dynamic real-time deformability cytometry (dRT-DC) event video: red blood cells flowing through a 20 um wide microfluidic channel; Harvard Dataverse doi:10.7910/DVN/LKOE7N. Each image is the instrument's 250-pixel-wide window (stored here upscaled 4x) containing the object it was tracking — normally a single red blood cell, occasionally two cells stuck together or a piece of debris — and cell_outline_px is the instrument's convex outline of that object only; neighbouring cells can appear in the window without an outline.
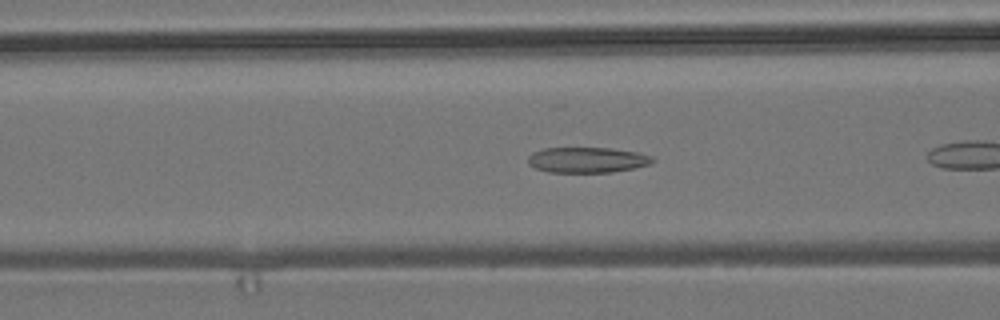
{"species": "common noctule bat (a hibernating species)", "species_latin": "Nyctalus noctula", "temperature_condition": "room temperature", "stored_images_in_passage": 12, "camera_frame_rate_fps": 3000, "um_per_image_px": 0.085, "animal": {"sex": "male", "body_mass_g": 19.2, "forearm_length_mm": 51.8}, "frame": {"image": 1, "passage_image": 6, "time_ms": 1.667, "image_size_px": [1000, 320], "cell_outline_px": [[656, 160], [652, 164], [612, 172], [548, 172], [536, 168], [528, 164], [528, 156], [532, 152], [544, 148], [612, 148], [636, 152], [652, 156]], "centroid_in_image_um": [49.91, 13.59], "position_along_channel_um": 116.7, "area_um2": 18.55}}
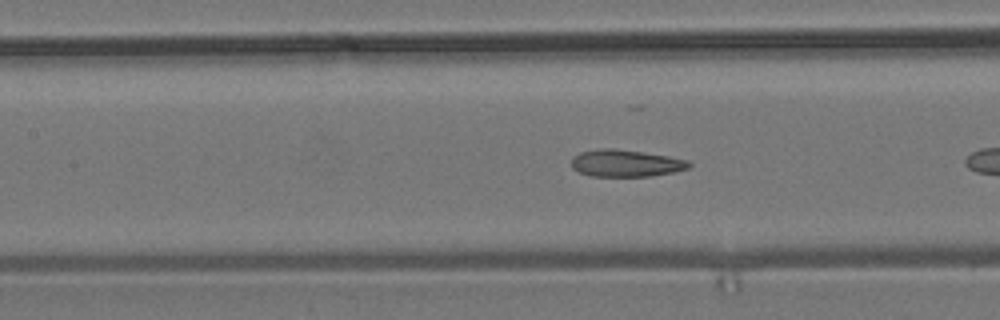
{"frame": {"image": 2, "passage_image": 9, "time_ms": 2.667, "image_size_px": [1000, 320], "cell_outline_px": [[692, 164], [688, 168], [672, 172], [652, 176], [592, 176], [580, 172], [572, 168], [572, 156], [580, 152], [600, 148], [612, 148], [668, 156], [688, 160]], "centroid_in_image_um": [53.17, 13.87], "position_along_channel_um": 154.2, "area_um2": 18.38}}